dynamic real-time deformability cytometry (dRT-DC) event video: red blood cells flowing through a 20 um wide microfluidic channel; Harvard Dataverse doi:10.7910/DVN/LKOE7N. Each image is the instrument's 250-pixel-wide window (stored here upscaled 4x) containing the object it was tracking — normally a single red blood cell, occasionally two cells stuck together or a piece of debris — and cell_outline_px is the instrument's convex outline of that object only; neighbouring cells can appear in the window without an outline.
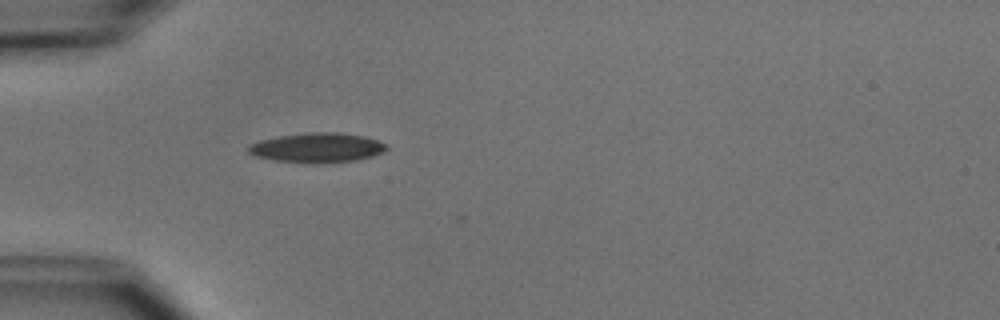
{"species": "common noctule bat (a hibernating species)", "species_latin": "Nyctalus noctula", "temperature_condition": "cold", "stored_images_in_passage": 2, "camera_frame_rate_fps": 3000, "um_per_image_px": 0.085, "animal": {"sex": "male", "body_mass_g": 15.6}, "frame": {"image": 1, "passage_image": 2, "time_ms": 1.333, "image_size_px": [1000, 320], "cell_outline_px": [[388, 148], [372, 156], [356, 160], [324, 164], [308, 164], [276, 160], [256, 156], [248, 152], [248, 144], [260, 140], [280, 136], [308, 132], [340, 132], [364, 136], [380, 140], [388, 144]], "centroid_in_image_um": [26.98, 12.56], "position_along_channel_um": 58.0, "area_um2": 24.16}}